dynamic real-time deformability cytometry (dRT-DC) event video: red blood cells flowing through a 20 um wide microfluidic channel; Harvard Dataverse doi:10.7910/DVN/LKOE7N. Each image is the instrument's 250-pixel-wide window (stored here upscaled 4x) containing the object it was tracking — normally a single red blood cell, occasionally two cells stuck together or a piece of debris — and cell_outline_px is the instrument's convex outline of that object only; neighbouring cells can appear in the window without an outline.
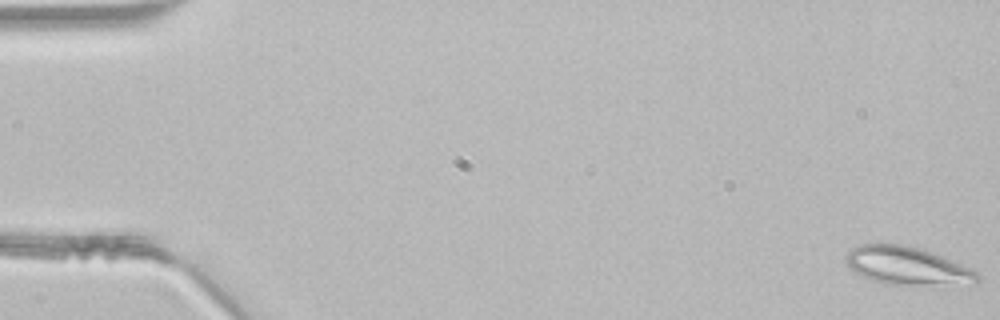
{"species": "common noctule bat (a hibernating species)", "species_latin": "Nyctalus noctula", "temperature_condition": "room temperature", "stored_images_in_passage": 47, "segment_of_instrument_passage": [1, 2], "camera_frame_rate_fps": 3000, "um_per_image_px": 0.085, "animal": {"sex": "male", "body_mass_g": 21.5, "forearm_length_mm": 52.0}, "frame": {"image": 1, "passage_image": 1, "time_ms": 0.0, "image_size_px": [1000, 320], "cell_outline_px": [[980, 280], [924, 284], [884, 284], [872, 280], [856, 272], [848, 264], [844, 256], [852, 248], [860, 244], [900, 244], [920, 248], [944, 256], [972, 268], [980, 276]], "centroid_in_image_um": [77.05, 22.55], "position_along_channel_um": 8.0, "area_um2": 28.26}}
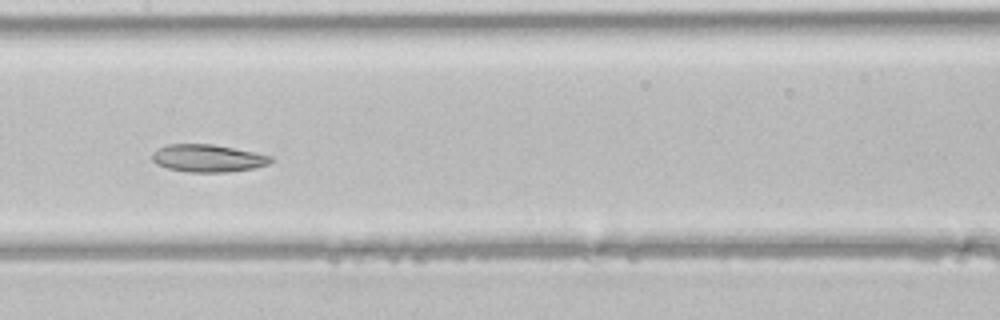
{"frame": {"image": 2, "passage_image": 24, "time_ms": 7.667, "image_size_px": [1000, 320], "cell_outline_px": [[272, 160], [268, 164], [252, 168], [224, 172], [188, 172], [168, 168], [156, 164], [152, 160], [152, 152], [156, 148], [168, 144], [212, 144], [272, 156]], "centroid_in_image_um": [17.6, 13.44], "position_along_channel_um": 189.8, "area_um2": 18.84}}
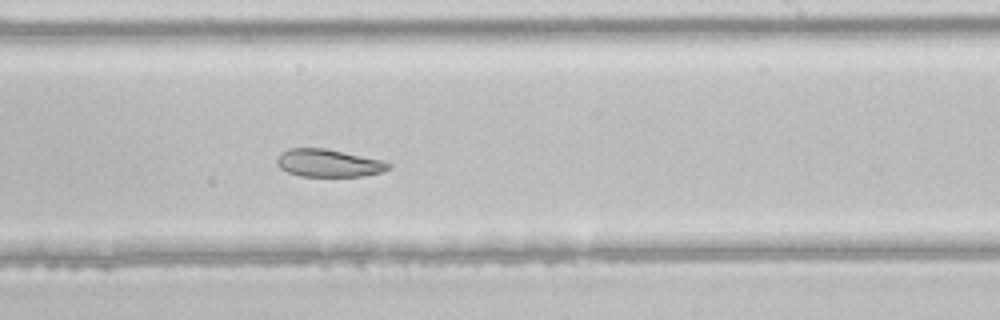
{"frame": {"image": 3, "passage_image": 29, "time_ms": 9.333, "image_size_px": [1000, 320], "cell_outline_px": [[392, 168], [380, 172], [364, 176], [300, 176], [288, 172], [280, 168], [276, 164], [276, 160], [280, 152], [288, 148], [324, 148], [380, 160], [392, 164]], "centroid_in_image_um": [27.88, 13.86], "position_along_channel_um": 261.1, "area_um2": 17.92}}